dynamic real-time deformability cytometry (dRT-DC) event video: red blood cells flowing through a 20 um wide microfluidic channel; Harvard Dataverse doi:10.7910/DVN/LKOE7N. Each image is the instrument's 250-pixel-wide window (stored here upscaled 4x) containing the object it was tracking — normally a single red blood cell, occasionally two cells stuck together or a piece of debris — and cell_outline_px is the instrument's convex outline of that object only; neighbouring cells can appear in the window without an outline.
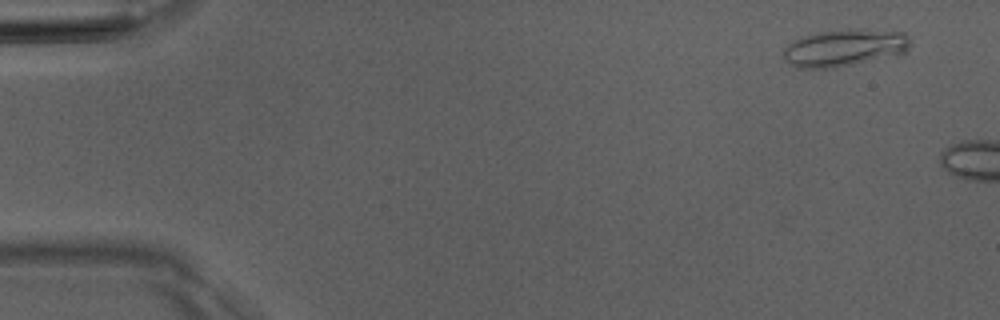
{"species": "Egyptian fruit bat (a non-hibernating species)", "species_latin": "Rousettus aegyptiacus", "temperature_condition": "room temperature", "stored_images_in_passage": 3, "camera_frame_rate_fps": 3000, "um_per_image_px": 0.085, "animal": {"sex": "male"}, "frame": {"image": 1, "passage_image": 2, "time_ms": 1.0, "image_size_px": [1000, 320], "cell_outline_px": [[908, 48], [904, 52], [832, 68], [796, 68], [784, 60], [784, 48], [788, 44], [800, 36], [820, 32], [904, 32], [908, 36]], "centroid_in_image_um": [71.63, 4.11], "position_along_channel_um": 13.4, "area_um2": 25.78}}